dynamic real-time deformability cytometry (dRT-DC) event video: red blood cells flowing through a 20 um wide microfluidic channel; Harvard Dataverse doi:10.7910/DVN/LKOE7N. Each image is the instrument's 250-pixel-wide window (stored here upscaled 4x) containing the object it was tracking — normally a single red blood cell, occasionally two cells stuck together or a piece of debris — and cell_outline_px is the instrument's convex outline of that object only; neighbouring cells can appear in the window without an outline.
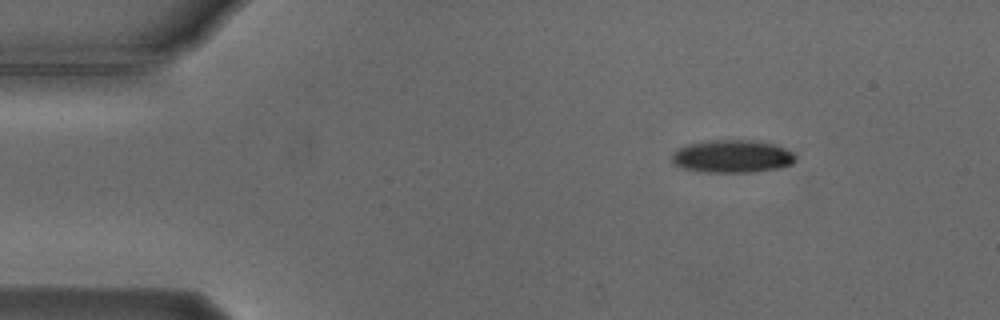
{"species": "Egyptian fruit bat (a non-hibernating species)", "species_latin": "Rousettus aegyptiacus", "temperature_condition": "cold", "stored_images_in_passage": 3, "camera_frame_rate_fps": 3000, "um_per_image_px": 0.085, "animal": {"sex": "male"}, "frame": {"image": 1, "passage_image": 1, "time_ms": 0.0, "image_size_px": [1000, 320], "cell_outline_px": [[796, 160], [792, 164], [780, 168], [752, 172], [704, 172], [680, 168], [672, 164], [672, 152], [688, 144], [708, 140], [752, 140], [772, 144], [784, 148], [792, 152], [796, 156]], "centroid_in_image_um": [62.22, 13.3], "position_along_channel_um": 22.8, "area_um2": 23.76}}